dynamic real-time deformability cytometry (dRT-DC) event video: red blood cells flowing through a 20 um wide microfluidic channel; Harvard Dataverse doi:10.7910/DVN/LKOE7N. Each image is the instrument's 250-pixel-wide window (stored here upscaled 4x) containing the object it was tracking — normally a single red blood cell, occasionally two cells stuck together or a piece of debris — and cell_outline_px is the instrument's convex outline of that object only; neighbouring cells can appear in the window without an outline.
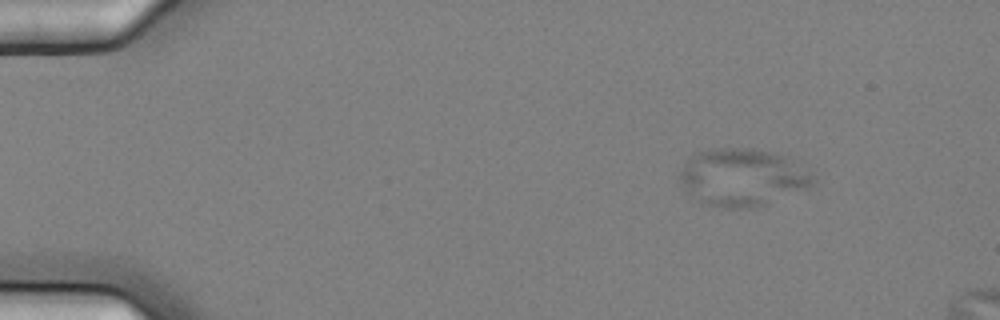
{"species": "common noctule bat (a hibernating species)", "species_latin": "Nyctalus noctula", "temperature_condition": "cold", "stored_images_in_passage": 4, "camera_frame_rate_fps": 3000, "um_per_image_px": 0.085, "animal": {"sex": "female", "body_mass_g": 25.1}, "frame": {"image": 1, "passage_image": 2, "time_ms": 0.333, "image_size_px": [1000, 320], "cell_outline_px": [[816, 184], [808, 188], [764, 204], [748, 208], [724, 208], [692, 200], [680, 184], [676, 176], [684, 164], [696, 152], [708, 148], [752, 148], [768, 152], [780, 156], [816, 176]], "centroid_in_image_um": [63.0, 15.09], "position_along_channel_um": 22.0, "area_um2": 44.51}}